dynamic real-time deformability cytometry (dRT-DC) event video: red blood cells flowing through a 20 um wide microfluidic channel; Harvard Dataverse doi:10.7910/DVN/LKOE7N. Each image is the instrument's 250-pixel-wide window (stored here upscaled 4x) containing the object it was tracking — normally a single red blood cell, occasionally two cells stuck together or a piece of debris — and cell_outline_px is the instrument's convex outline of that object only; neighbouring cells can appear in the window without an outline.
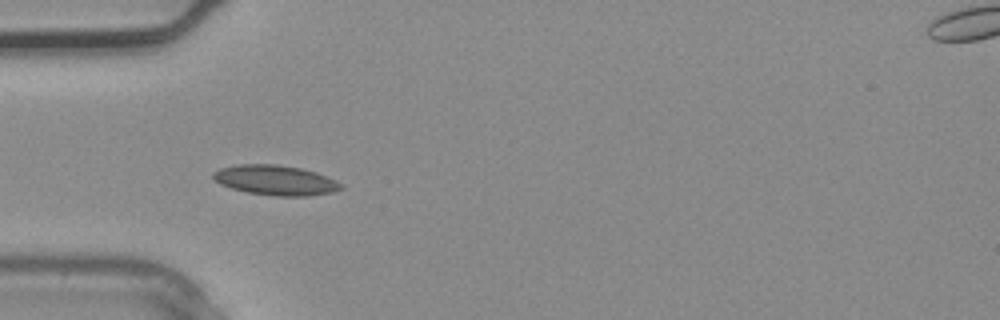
{"species": "common noctule bat (a hibernating species)", "species_latin": "Nyctalus noctula", "temperature_condition": "warm", "stored_images_in_passage": 1, "camera_frame_rate_fps": 3000, "um_per_image_px": 0.085, "animal": {"sex": "male", "body_mass_g": 20.4}, "frame": {"image": 1, "passage_image": 1, "time_ms": 0.0, "image_size_px": [1000, 320], "cell_outline_px": [[344, 188], [332, 192], [308, 196], [276, 196], [248, 192], [232, 188], [220, 184], [212, 176], [212, 172], [220, 168], [236, 164], [276, 164], [300, 168], [316, 172], [336, 180], [344, 184]], "centroid_in_image_um": [23.43, 15.31], "position_along_channel_um": 61.6, "area_um2": 22.37}}